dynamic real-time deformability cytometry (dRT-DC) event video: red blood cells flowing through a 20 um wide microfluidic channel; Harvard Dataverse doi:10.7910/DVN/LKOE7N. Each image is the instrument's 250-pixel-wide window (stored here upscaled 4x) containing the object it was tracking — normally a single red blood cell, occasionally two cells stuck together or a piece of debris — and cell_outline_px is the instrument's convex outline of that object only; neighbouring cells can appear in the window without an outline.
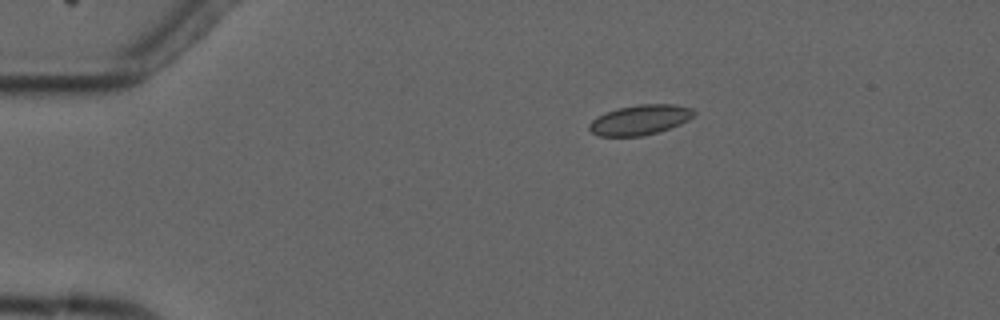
{"species": "common noctule bat (a hibernating species)", "species_latin": "Nyctalus noctula", "temperature_condition": "cold", "stored_images_in_passage": 11, "camera_frame_rate_fps": 3000, "um_per_image_px": 0.085, "animal": {"sex": "male", "forearm_length_mm": 52.5}, "frame": {"image": 1, "passage_image": 3, "time_ms": 3.0, "image_size_px": [1000, 320], "cell_outline_px": [[696, 112], [688, 120], [680, 124], [644, 136], [596, 136], [588, 128], [588, 124], [596, 116], [604, 112], [620, 108], [640, 104], [676, 104], [692, 108]], "centroid_in_image_um": [54.37, 10.18], "position_along_channel_um": 30.6, "area_um2": 18.32}}
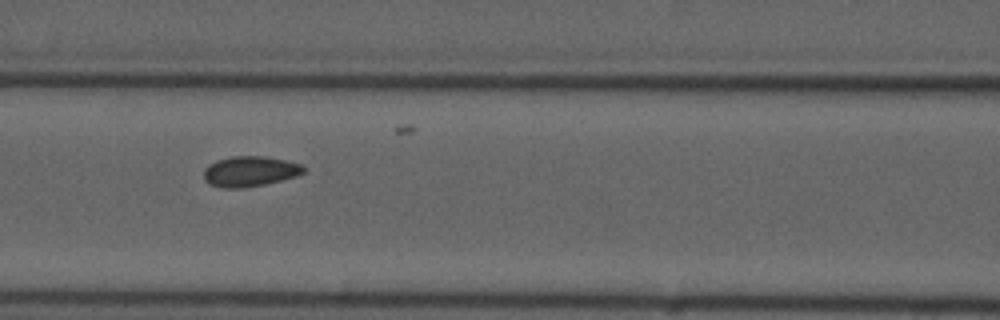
{"frame": {"image": 2, "passage_image": 7, "time_ms": 7.667, "image_size_px": [1000, 320], "cell_outline_px": [[304, 172], [296, 176], [264, 184], [244, 188], [224, 188], [212, 184], [204, 180], [204, 168], [208, 164], [216, 160], [232, 156], [264, 156], [284, 160], [300, 164], [304, 168]], "centroid_in_image_um": [21.2, 14.56], "position_along_channel_um": 145.4, "area_um2": 17.51}}
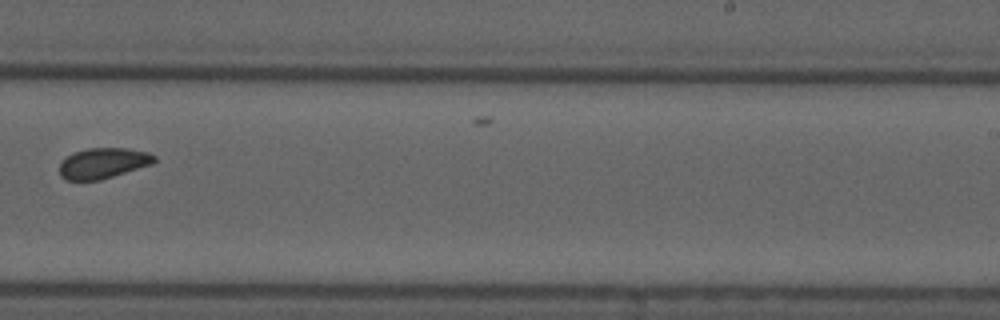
{"frame": {"image": 3, "passage_image": 10, "time_ms": 11.333, "image_size_px": [1000, 320], "cell_outline_px": [[156, 160], [152, 164], [100, 180], [64, 180], [60, 176], [60, 164], [72, 152], [88, 148], [124, 148], [148, 152], [156, 156]], "centroid_in_image_um": [8.76, 13.87], "position_along_channel_um": 280.2, "area_um2": 16.82}}